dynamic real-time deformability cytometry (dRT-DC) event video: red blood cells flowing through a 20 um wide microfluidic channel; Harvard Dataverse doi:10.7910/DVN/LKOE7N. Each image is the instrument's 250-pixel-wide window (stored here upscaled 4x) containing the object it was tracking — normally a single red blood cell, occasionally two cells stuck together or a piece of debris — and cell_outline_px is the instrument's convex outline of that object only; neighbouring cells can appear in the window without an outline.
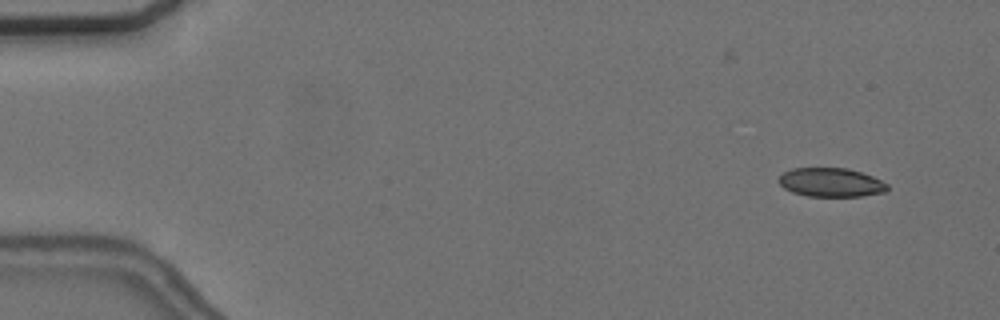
{"species": "common noctule bat (a hibernating species)", "species_latin": "Nyctalus noctula", "temperature_condition": "cold", "stored_images_in_passage": 54, "camera_frame_rate_fps": 3000, "um_per_image_px": 0.085, "animal": {"sex": "female", "body_mass_g": 24.6, "forearm_length_mm": 56.2}, "frame": {"image": 1, "passage_image": 2, "time_ms": 0.333, "image_size_px": [1000, 320], "cell_outline_px": [[888, 192], [864, 196], [808, 196], [792, 192], [784, 188], [776, 180], [784, 172], [792, 168], [848, 168], [872, 176], [888, 184]], "centroid_in_image_um": [70.64, 15.51], "position_along_channel_um": 14.4, "area_um2": 18.38}}
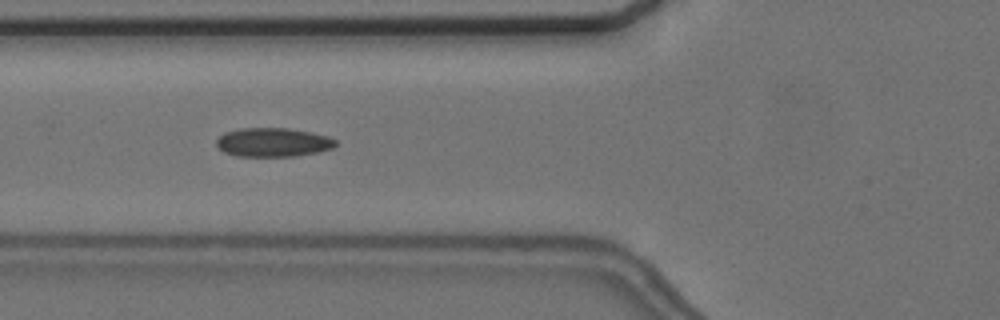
{"frame": {"image": 2, "passage_image": 19, "time_ms": 6.0, "image_size_px": [1000, 320], "cell_outline_px": [[336, 144], [332, 148], [316, 152], [296, 156], [236, 156], [224, 152], [216, 144], [216, 140], [224, 132], [240, 128], [288, 128], [312, 132], [328, 136], [336, 140]], "centroid_in_image_um": [23.2, 12.09], "position_along_channel_um": 102.6, "area_um2": 20.06}}
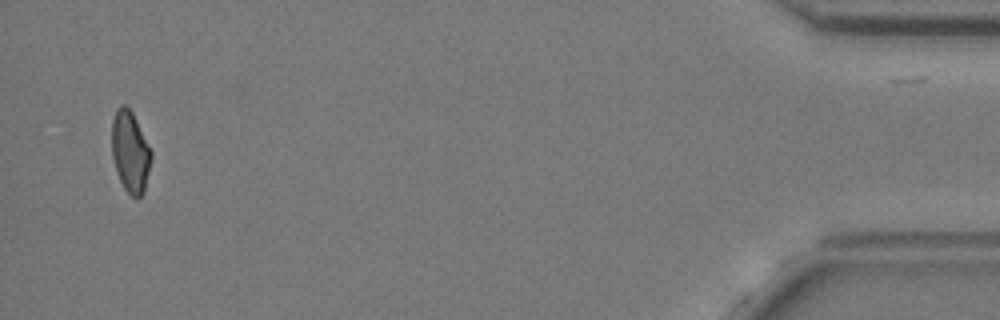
{"frame": {"image": 3, "passage_image": 52, "time_ms": 17.0, "image_size_px": [1000, 320], "cell_outline_px": [[152, 156], [144, 192], [136, 200], [124, 188], [116, 172], [112, 156], [112, 120], [116, 108], [120, 104], [124, 104], [132, 112], [152, 152]], "centroid_in_image_um": [11.06, 12.9], "position_along_channel_um": 424.1, "area_um2": 18.67}, "authors_computed_cell_mechanics": {"area_um2": 19.2474, "velocity_mm_per_s": 3.6857, "shape_relaxation_time_tau1_ms": null, "shape_relaxation_time_tau2_ms": 3.4901, "deformation_change_tau1": null, "deformation_change_tau2": 0.0873}}